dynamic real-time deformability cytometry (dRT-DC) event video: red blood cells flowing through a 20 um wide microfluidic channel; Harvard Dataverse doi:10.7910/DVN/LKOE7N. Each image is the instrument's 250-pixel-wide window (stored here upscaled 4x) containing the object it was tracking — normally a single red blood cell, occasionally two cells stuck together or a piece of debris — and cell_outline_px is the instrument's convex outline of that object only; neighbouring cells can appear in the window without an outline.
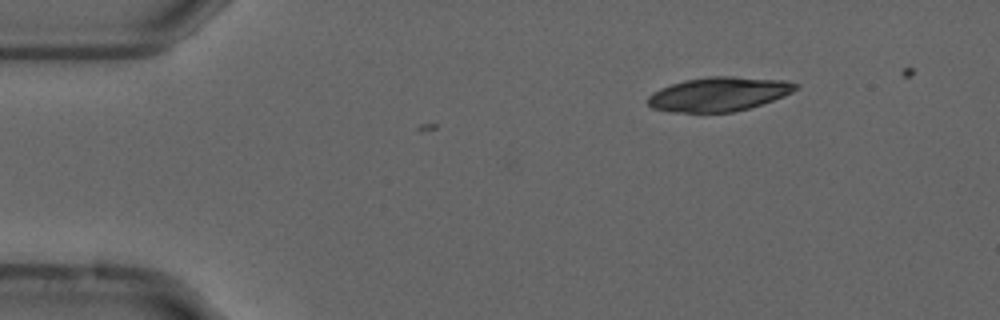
{"species": "common noctule bat (a hibernating species)", "species_latin": "Nyctalus noctula", "temperature_condition": "cold", "stored_images_in_passage": 5, "camera_frame_rate_fps": 3000, "um_per_image_px": 0.085, "animal": {"sex": "male", "forearm_length_mm": 52.5}, "frame": {"image": 1, "passage_image": 5, "time_ms": 1.333, "image_size_px": [1000, 320], "cell_outline_px": [[800, 88], [784, 96], [748, 108], [732, 112], [672, 112], [652, 108], [648, 104], [648, 96], [652, 92], [660, 88], [684, 80], [708, 76], [732, 76], [784, 80], [800, 84]], "centroid_in_image_um": [61.11, 7.99], "position_along_channel_um": 23.9, "area_um2": 29.42}}